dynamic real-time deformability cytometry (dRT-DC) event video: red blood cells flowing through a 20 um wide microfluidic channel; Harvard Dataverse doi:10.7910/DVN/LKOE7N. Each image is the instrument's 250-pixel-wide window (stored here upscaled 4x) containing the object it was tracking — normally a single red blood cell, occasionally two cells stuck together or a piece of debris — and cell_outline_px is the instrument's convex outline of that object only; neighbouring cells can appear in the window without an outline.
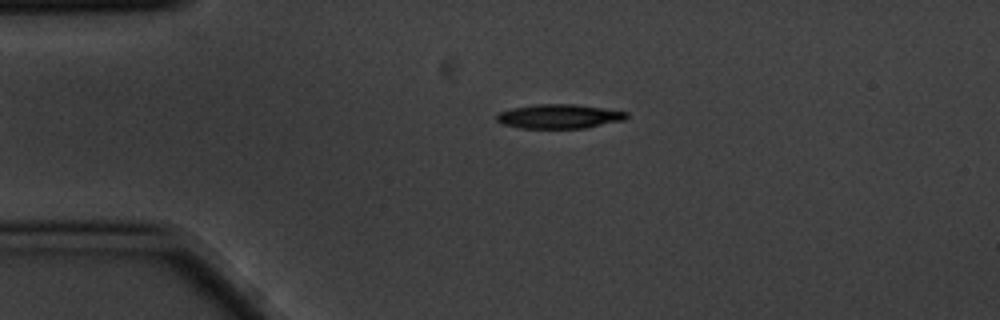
{"species": "common noctule bat (a hibernating species)", "species_latin": "Nyctalus noctula", "temperature_condition": "cold", "stored_images_in_passage": 4, "camera_frame_rate_fps": 3000, "um_per_image_px": 0.085, "animal": {"sex": "male", "body_mass_g": 20.1, "forearm_length_mm": 53.5}, "frame": {"image": 1, "passage_image": 3, "time_ms": 0.667, "image_size_px": [1000, 320], "cell_outline_px": [[628, 116], [624, 120], [584, 128], [520, 128], [504, 124], [496, 120], [496, 112], [512, 108], [536, 104], [576, 104], [604, 108], [628, 112]], "centroid_in_image_um": [47.51, 9.88], "position_along_channel_um": 37.5, "area_um2": 18.38}}